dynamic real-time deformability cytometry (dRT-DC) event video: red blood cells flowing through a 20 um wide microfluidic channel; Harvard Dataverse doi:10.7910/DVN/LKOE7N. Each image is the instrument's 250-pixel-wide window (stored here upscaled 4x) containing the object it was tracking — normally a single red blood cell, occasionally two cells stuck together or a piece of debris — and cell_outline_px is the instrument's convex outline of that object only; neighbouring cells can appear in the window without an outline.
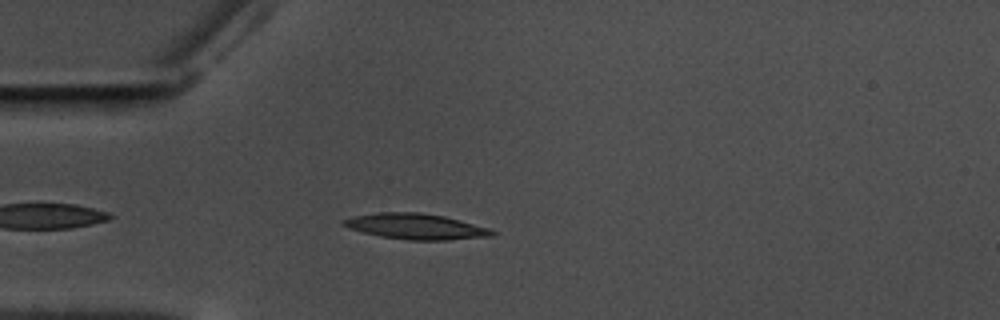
{"species": "common noctule bat (a hibernating species)", "species_latin": "Nyctalus noctula", "temperature_condition": "warm", "stored_images_in_passage": 47, "camera_frame_rate_fps": 3000, "um_per_image_px": 0.085, "animal": {"sex": "male", "body_mass_g": 17.5, "forearm_length_mm": 52.3}, "frame": {"image": 1, "passage_image": 5, "time_ms": 1.333, "image_size_px": [1000, 320], "cell_outline_px": [[496, 232], [492, 236], [448, 240], [408, 240], [380, 236], [348, 228], [340, 224], [340, 220], [356, 216], [376, 212], [420, 212], [444, 216], [460, 220], [488, 228]], "centroid_in_image_um": [35.31, 19.24], "position_along_channel_um": 49.7, "area_um2": 22.2}}
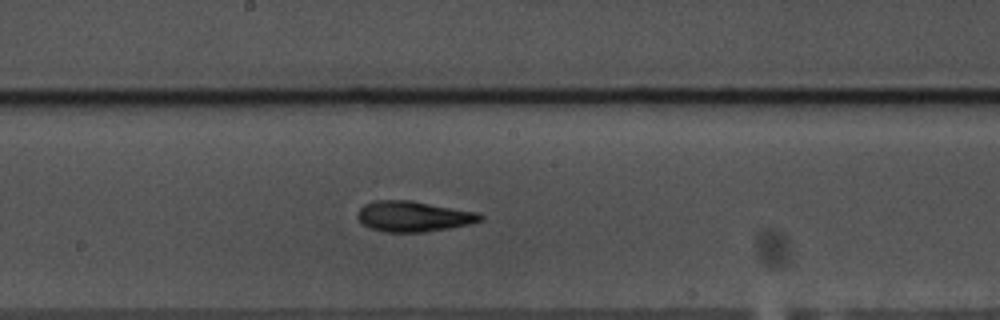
{"frame": {"image": 2, "passage_image": 20, "time_ms": 6.333, "image_size_px": [1000, 320], "cell_outline_px": [[484, 220], [468, 224], [448, 228], [424, 232], [384, 232], [372, 228], [364, 224], [356, 216], [360, 208], [364, 204], [376, 200], [412, 200], [480, 212], [484, 216]], "centroid_in_image_um": [35.19, 18.38], "position_along_channel_um": 213.0, "area_um2": 21.96}}
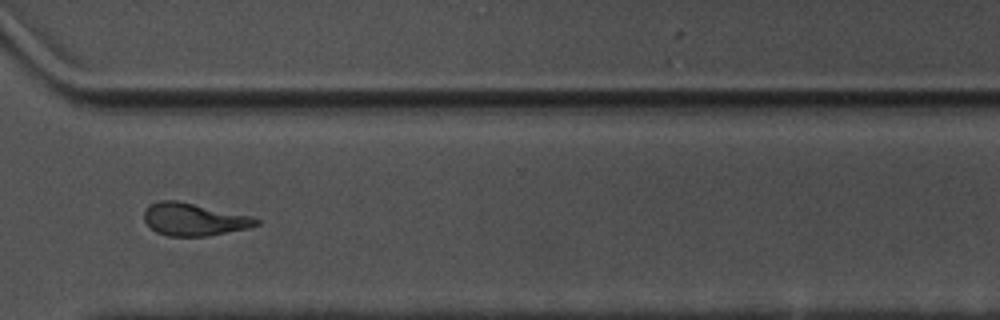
{"frame": {"image": 3, "passage_image": 32, "time_ms": 10.333, "image_size_px": [1000, 320], "cell_outline_px": [[260, 224], [248, 228], [208, 236], [168, 236], [156, 232], [144, 220], [144, 212], [152, 204], [160, 200], [176, 200], [252, 216], [260, 220]], "centroid_in_image_um": [16.51, 18.65], "position_along_channel_um": 354.1, "area_um2": 21.1}, "authors_computed_cell_mechanics": {"area_um2": 21.2704, "velocity_mm_per_s": 3.5208, "shape_relaxation_time_tau1_ms": 6.0144, "shape_relaxation_time_tau2_ms": 3.8032, "deformation_change_tau1": 0.2047, "deformation_change_tau2": 0.1347}}